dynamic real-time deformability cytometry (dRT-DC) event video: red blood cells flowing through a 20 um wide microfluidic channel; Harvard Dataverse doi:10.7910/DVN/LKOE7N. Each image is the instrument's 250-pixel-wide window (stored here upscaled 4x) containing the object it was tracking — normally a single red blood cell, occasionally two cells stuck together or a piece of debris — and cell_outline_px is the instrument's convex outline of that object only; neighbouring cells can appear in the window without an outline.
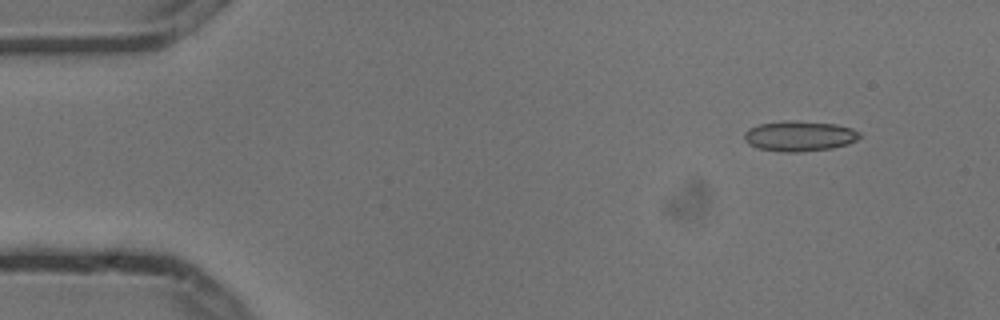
{"species": "common noctule bat (a hibernating species)", "species_latin": "Nyctalus noctula", "temperature_condition": "cold", "stored_images_in_passage": 5, "camera_frame_rate_fps": 3000, "um_per_image_px": 0.085, "animal": {"sex": "male", "body_mass_g": 13.3}, "frame": {"image": 1, "passage_image": 1, "time_ms": 0.0, "image_size_px": [1000, 320], "cell_outline_px": [[860, 136], [856, 140], [848, 144], [832, 148], [800, 152], [780, 152], [760, 148], [748, 144], [744, 140], [744, 132], [748, 128], [760, 124], [784, 120], [788, 120], [836, 124], [852, 128], [860, 132]], "centroid_in_image_um": [67.94, 11.56], "position_along_channel_um": 17.1, "area_um2": 20.46}}
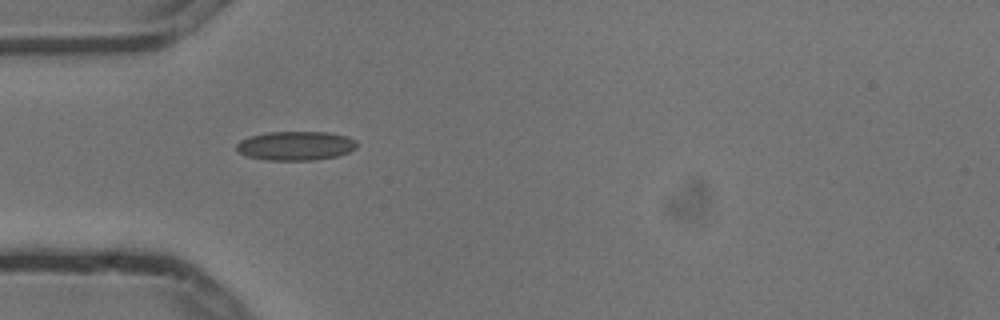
{"frame": {"image": 2, "passage_image": 4, "time_ms": 1.0, "image_size_px": [1000, 320], "cell_outline_px": [[356, 148], [348, 152], [336, 156], [312, 160], [268, 160], [248, 156], [240, 152], [236, 148], [236, 144], [240, 140], [252, 136], [268, 132], [328, 132], [348, 136], [356, 140]], "centroid_in_image_um": [25.15, 12.38], "position_along_channel_um": 59.8, "area_um2": 20.23}}
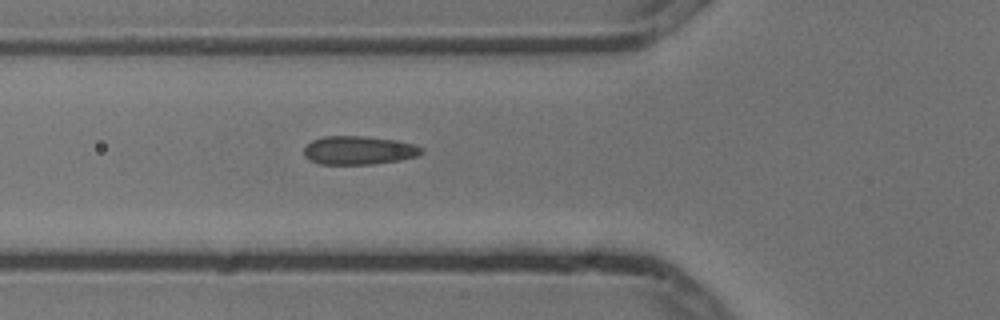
{"frame": {"image": 3, "passage_image": 5, "time_ms": 1.333, "image_size_px": [1000, 320], "cell_outline_px": [[424, 152], [416, 156], [400, 160], [372, 164], [320, 164], [308, 160], [304, 156], [304, 148], [312, 140], [324, 136], [364, 136], [396, 140], [412, 144], [424, 148]], "centroid_in_image_um": [30.48, 12.78], "position_along_channel_um": 95.3, "area_um2": 19.59}}